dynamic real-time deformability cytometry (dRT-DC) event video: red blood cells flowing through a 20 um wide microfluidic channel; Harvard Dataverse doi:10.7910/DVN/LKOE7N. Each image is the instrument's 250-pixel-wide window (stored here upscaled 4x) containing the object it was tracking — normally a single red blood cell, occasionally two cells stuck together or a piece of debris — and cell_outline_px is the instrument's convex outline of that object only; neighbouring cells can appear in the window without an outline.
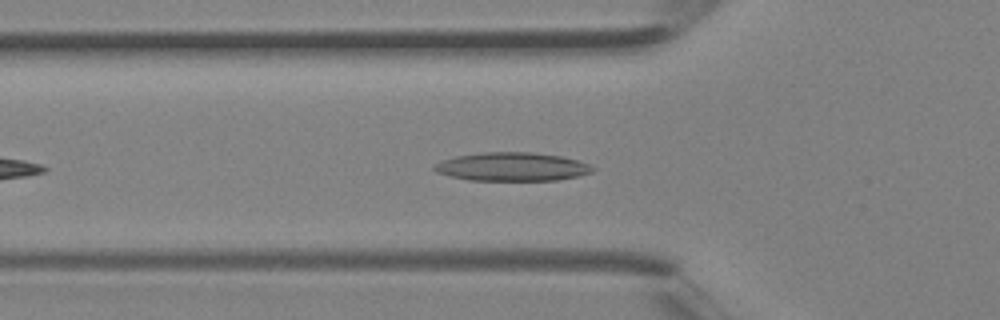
{"species": "Egyptian fruit bat (a non-hibernating species)", "species_latin": "Rousettus aegyptiacus", "temperature_condition": "room temperature", "stored_images_in_passage": 27, "camera_frame_rate_fps": 3000, "um_per_image_px": 0.085, "animal": {"sex": "female"}, "frame": {"image": 1, "passage_image": 6, "time_ms": 1.667, "image_size_px": [1000, 320], "cell_outline_px": [[596, 168], [592, 172], [576, 176], [556, 180], [468, 180], [448, 176], [436, 172], [432, 168], [440, 160], [456, 156], [480, 152], [532, 152], [560, 156], [576, 160], [588, 164]], "centroid_in_image_um": [43.47, 14.17], "position_along_channel_um": 82.3, "area_um2": 26.3}}
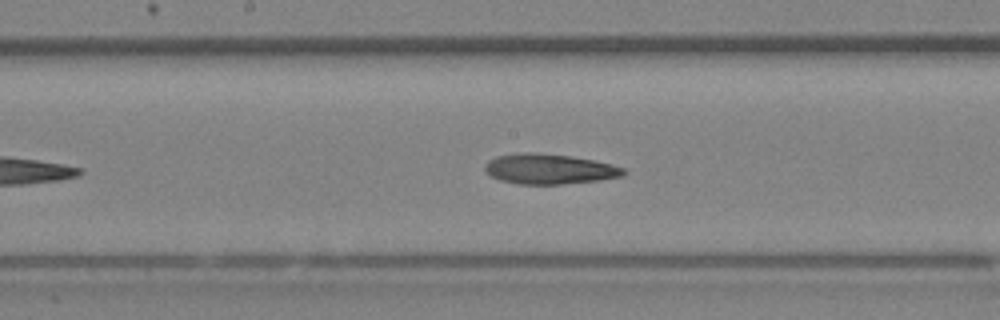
{"frame": {"image": 2, "passage_image": 13, "time_ms": 4.0, "image_size_px": [1000, 320], "cell_outline_px": [[628, 172], [624, 176], [600, 180], [560, 184], [520, 184], [500, 180], [484, 172], [484, 164], [488, 160], [496, 156], [524, 152], [532, 152], [568, 156], [592, 160], [612, 164], [624, 168]], "centroid_in_image_um": [46.68, 14.37], "position_along_channel_um": 201.5, "area_um2": 24.39}}
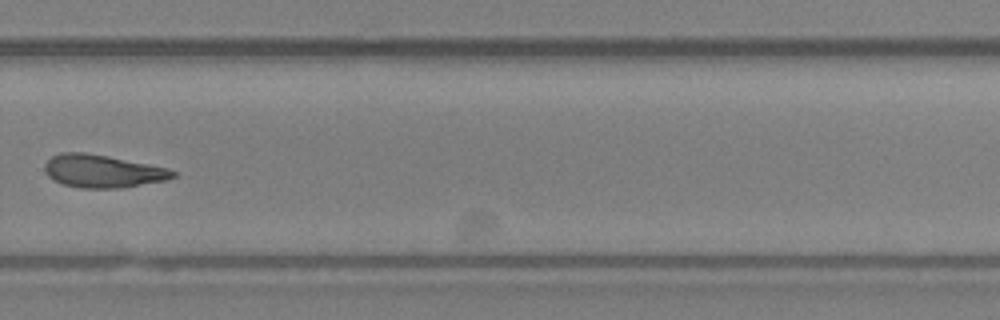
{"frame": {"image": 3, "passage_image": 20, "time_ms": 6.333, "image_size_px": [1000, 320], "cell_outline_px": [[176, 176], [164, 180], [120, 188], [80, 188], [64, 184], [52, 180], [48, 176], [44, 168], [44, 164], [52, 156], [60, 152], [84, 152], [108, 156], [148, 164], [164, 168], [176, 172]], "centroid_in_image_um": [8.66, 14.54], "position_along_channel_um": 321.1, "area_um2": 24.28}}